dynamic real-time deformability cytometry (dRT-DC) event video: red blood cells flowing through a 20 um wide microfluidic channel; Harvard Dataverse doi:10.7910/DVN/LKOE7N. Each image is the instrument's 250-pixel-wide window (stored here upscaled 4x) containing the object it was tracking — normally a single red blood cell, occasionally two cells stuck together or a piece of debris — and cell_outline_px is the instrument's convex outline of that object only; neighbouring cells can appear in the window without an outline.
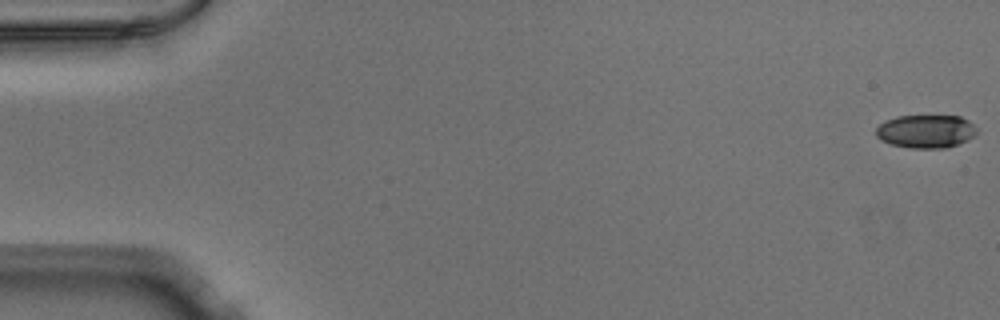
{"species": "Egyptian fruit bat (a non-hibernating species)", "species_latin": "Rousettus aegyptiacus", "temperature_condition": "warm", "stored_images_in_passage": 53, "camera_frame_rate_fps": 3000, "um_per_image_px": 0.085, "animal": {"sex": "male"}, "frame": {"image": 1, "passage_image": 1, "time_ms": 0.0, "image_size_px": [1000, 320], "cell_outline_px": [[976, 136], [968, 140], [948, 148], [908, 148], [888, 144], [880, 140], [876, 136], [876, 128], [884, 120], [896, 116], [960, 116], [968, 120], [976, 128]], "centroid_in_image_um": [78.68, 11.17], "position_along_channel_um": 6.3, "area_um2": 19.83}}
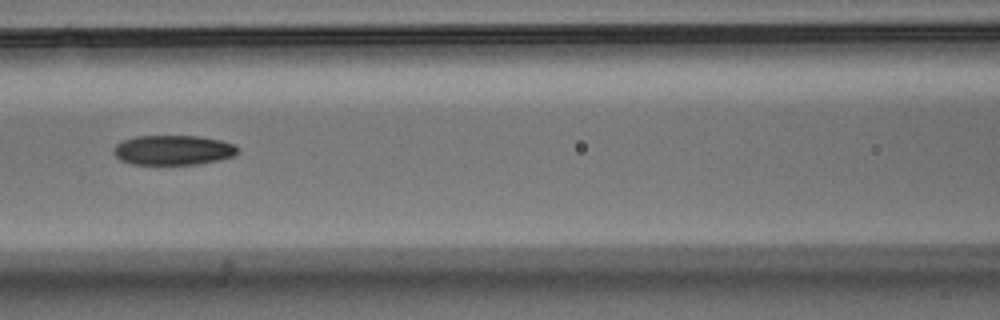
{"frame": {"image": 2, "passage_image": 24, "time_ms": 7.667, "image_size_px": [1000, 320], "cell_outline_px": [[240, 148], [232, 156], [220, 160], [196, 164], [132, 164], [120, 160], [112, 152], [112, 148], [116, 144], [124, 140], [136, 136], [200, 136], [220, 140], [232, 144]], "centroid_in_image_um": [14.68, 12.75], "position_along_channel_um": 151.9, "area_um2": 21.5}}
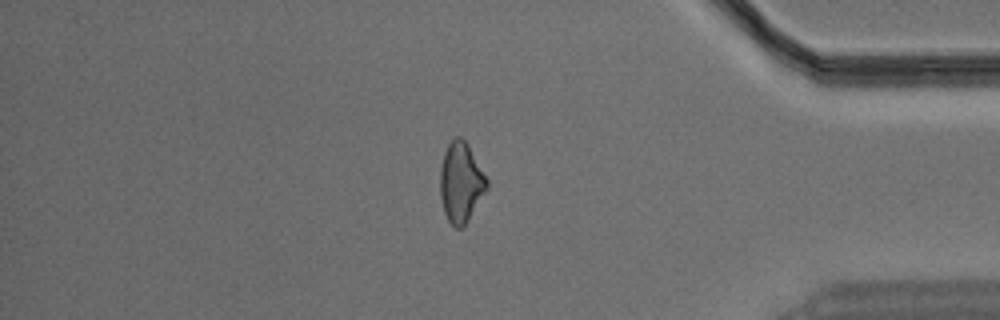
{"frame": {"image": 3, "passage_image": 45, "time_ms": 14.667, "image_size_px": [1000, 320], "cell_outline_px": [[488, 188], [468, 220], [460, 228], [456, 228], [448, 220], [444, 212], [440, 196], [440, 168], [444, 152], [448, 144], [456, 136], [460, 136], [468, 144], [488, 180]], "centroid_in_image_um": [39.17, 15.49], "position_along_channel_um": 396.0, "area_um2": 21.68}}